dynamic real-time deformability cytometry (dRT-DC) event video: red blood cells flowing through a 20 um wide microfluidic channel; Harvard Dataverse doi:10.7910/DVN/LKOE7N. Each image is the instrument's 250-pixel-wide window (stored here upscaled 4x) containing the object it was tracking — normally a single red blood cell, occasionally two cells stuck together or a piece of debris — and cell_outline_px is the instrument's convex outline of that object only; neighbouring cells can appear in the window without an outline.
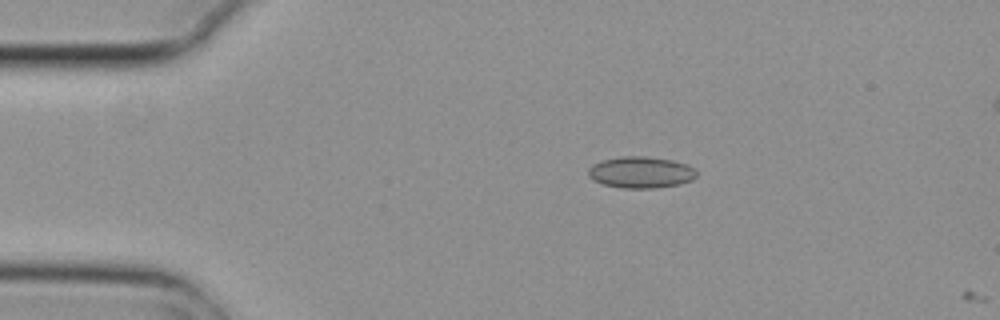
{"species": "common noctule bat (a hibernating species)", "species_latin": "Nyctalus noctula", "temperature_condition": "cold", "stored_images_in_passage": 3, "camera_frame_rate_fps": 3000, "um_per_image_px": 0.085, "animal": {"sex": "female", "body_mass_g": 29.2, "forearm_length_mm": 56.3}, "frame": {"image": 1, "passage_image": 2, "time_ms": 0.333, "image_size_px": [1000, 320], "cell_outline_px": [[696, 176], [692, 180], [680, 184], [656, 188], [620, 188], [604, 184], [592, 180], [588, 176], [588, 168], [592, 164], [604, 160], [620, 156], [648, 156], [672, 160], [688, 164], [696, 172]], "centroid_in_image_um": [54.46, 14.64], "position_along_channel_um": 30.5, "area_um2": 20.0}}